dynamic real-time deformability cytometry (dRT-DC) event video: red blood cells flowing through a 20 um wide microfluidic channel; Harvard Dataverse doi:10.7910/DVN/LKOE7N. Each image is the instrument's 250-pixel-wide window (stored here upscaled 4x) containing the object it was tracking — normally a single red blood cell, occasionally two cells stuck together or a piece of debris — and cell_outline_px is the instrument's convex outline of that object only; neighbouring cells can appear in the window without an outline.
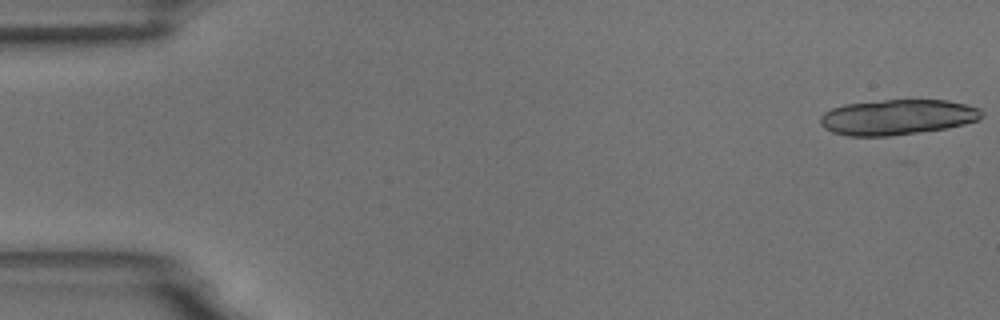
{"species": "common noctule bat (a hibernating species)", "species_latin": "Nyctalus noctula", "temperature_condition": "room temperature", "stored_images_in_passage": 5, "camera_frame_rate_fps": 3000, "um_per_image_px": 0.085, "animal": {"sex": "male", "body_mass_g": 18.8}, "frame": {"image": 1, "passage_image": 1, "time_ms": 0.0, "image_size_px": [1000, 320], "cell_outline_px": [[984, 116], [976, 120], [964, 124], [944, 128], [888, 136], [848, 136], [832, 132], [824, 128], [820, 124], [820, 116], [824, 112], [832, 108], [844, 104], [884, 100], [948, 100], [980, 108], [984, 112]], "centroid_in_image_um": [76.25, 9.95], "position_along_channel_um": 8.8, "area_um2": 33.18}}